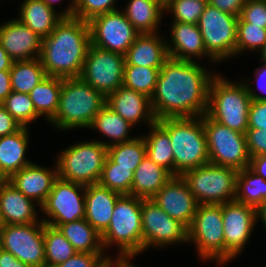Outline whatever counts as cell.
I'll use <instances>...</instances> for the list:
<instances>
[{"label":"cell","mask_w":266,"mask_h":267,"mask_svg":"<svg viewBox=\"0 0 266 267\" xmlns=\"http://www.w3.org/2000/svg\"><path fill=\"white\" fill-rule=\"evenodd\" d=\"M216 74L196 61L168 58L160 69L151 105L157 120L207 113L209 85Z\"/></svg>","instance_id":"6da1fadb"},{"label":"cell","mask_w":266,"mask_h":267,"mask_svg":"<svg viewBox=\"0 0 266 267\" xmlns=\"http://www.w3.org/2000/svg\"><path fill=\"white\" fill-rule=\"evenodd\" d=\"M90 44L88 22L64 17L51 34L42 39L40 60L47 76L80 77Z\"/></svg>","instance_id":"7a4b0ae2"},{"label":"cell","mask_w":266,"mask_h":267,"mask_svg":"<svg viewBox=\"0 0 266 267\" xmlns=\"http://www.w3.org/2000/svg\"><path fill=\"white\" fill-rule=\"evenodd\" d=\"M157 122L168 132L174 158V176L209 163L202 116L163 118Z\"/></svg>","instance_id":"3957f363"},{"label":"cell","mask_w":266,"mask_h":267,"mask_svg":"<svg viewBox=\"0 0 266 267\" xmlns=\"http://www.w3.org/2000/svg\"><path fill=\"white\" fill-rule=\"evenodd\" d=\"M106 105V97L78 78H62L60 100L55 116L49 121L55 129L89 128L94 117Z\"/></svg>","instance_id":"277c9868"},{"label":"cell","mask_w":266,"mask_h":267,"mask_svg":"<svg viewBox=\"0 0 266 267\" xmlns=\"http://www.w3.org/2000/svg\"><path fill=\"white\" fill-rule=\"evenodd\" d=\"M142 198L121 195L116 201L110 224L101 234L103 250L118 246V257H132L143 251Z\"/></svg>","instance_id":"5b68a950"},{"label":"cell","mask_w":266,"mask_h":267,"mask_svg":"<svg viewBox=\"0 0 266 267\" xmlns=\"http://www.w3.org/2000/svg\"><path fill=\"white\" fill-rule=\"evenodd\" d=\"M216 74L209 85L207 115L228 128L245 133L251 98L244 82L235 83Z\"/></svg>","instance_id":"8992f818"},{"label":"cell","mask_w":266,"mask_h":267,"mask_svg":"<svg viewBox=\"0 0 266 267\" xmlns=\"http://www.w3.org/2000/svg\"><path fill=\"white\" fill-rule=\"evenodd\" d=\"M108 148L99 140L71 145L57 158L58 177L82 185L99 183Z\"/></svg>","instance_id":"52a82bcc"},{"label":"cell","mask_w":266,"mask_h":267,"mask_svg":"<svg viewBox=\"0 0 266 267\" xmlns=\"http://www.w3.org/2000/svg\"><path fill=\"white\" fill-rule=\"evenodd\" d=\"M238 171L212 163L186 171L182 178L198 204L221 205L235 200Z\"/></svg>","instance_id":"ba28073f"},{"label":"cell","mask_w":266,"mask_h":267,"mask_svg":"<svg viewBox=\"0 0 266 267\" xmlns=\"http://www.w3.org/2000/svg\"><path fill=\"white\" fill-rule=\"evenodd\" d=\"M193 242L201 260L225 264L222 204H198L191 225L188 243Z\"/></svg>","instance_id":"9c48e42d"},{"label":"cell","mask_w":266,"mask_h":267,"mask_svg":"<svg viewBox=\"0 0 266 267\" xmlns=\"http://www.w3.org/2000/svg\"><path fill=\"white\" fill-rule=\"evenodd\" d=\"M207 138L209 162L237 171L248 168L250 159L245 133L234 131L207 114L202 115Z\"/></svg>","instance_id":"30bf717a"},{"label":"cell","mask_w":266,"mask_h":267,"mask_svg":"<svg viewBox=\"0 0 266 267\" xmlns=\"http://www.w3.org/2000/svg\"><path fill=\"white\" fill-rule=\"evenodd\" d=\"M238 16L207 4L197 23L206 52L218 63L236 55Z\"/></svg>","instance_id":"8fae6325"},{"label":"cell","mask_w":266,"mask_h":267,"mask_svg":"<svg viewBox=\"0 0 266 267\" xmlns=\"http://www.w3.org/2000/svg\"><path fill=\"white\" fill-rule=\"evenodd\" d=\"M44 222L7 224L0 228V248L30 267H45Z\"/></svg>","instance_id":"7c38bea8"},{"label":"cell","mask_w":266,"mask_h":267,"mask_svg":"<svg viewBox=\"0 0 266 267\" xmlns=\"http://www.w3.org/2000/svg\"><path fill=\"white\" fill-rule=\"evenodd\" d=\"M124 55L90 44L80 78L107 97L124 81Z\"/></svg>","instance_id":"4fadbf2b"},{"label":"cell","mask_w":266,"mask_h":267,"mask_svg":"<svg viewBox=\"0 0 266 267\" xmlns=\"http://www.w3.org/2000/svg\"><path fill=\"white\" fill-rule=\"evenodd\" d=\"M86 186L58 177L40 206L47 219L42 221L52 227L85 218ZM81 192V193H80Z\"/></svg>","instance_id":"5bb4252c"},{"label":"cell","mask_w":266,"mask_h":267,"mask_svg":"<svg viewBox=\"0 0 266 267\" xmlns=\"http://www.w3.org/2000/svg\"><path fill=\"white\" fill-rule=\"evenodd\" d=\"M143 251L152 246H170L188 242V228L171 218L152 199H142Z\"/></svg>","instance_id":"9a60e30c"},{"label":"cell","mask_w":266,"mask_h":267,"mask_svg":"<svg viewBox=\"0 0 266 267\" xmlns=\"http://www.w3.org/2000/svg\"><path fill=\"white\" fill-rule=\"evenodd\" d=\"M91 44L125 55L140 33L120 10L92 18L89 22Z\"/></svg>","instance_id":"2e32d148"},{"label":"cell","mask_w":266,"mask_h":267,"mask_svg":"<svg viewBox=\"0 0 266 267\" xmlns=\"http://www.w3.org/2000/svg\"><path fill=\"white\" fill-rule=\"evenodd\" d=\"M225 263L242 253L255 227L256 208L236 200L222 204Z\"/></svg>","instance_id":"e0dca14e"},{"label":"cell","mask_w":266,"mask_h":267,"mask_svg":"<svg viewBox=\"0 0 266 267\" xmlns=\"http://www.w3.org/2000/svg\"><path fill=\"white\" fill-rule=\"evenodd\" d=\"M151 199L171 218L191 225L198 203L182 176H172Z\"/></svg>","instance_id":"ac0fdd59"},{"label":"cell","mask_w":266,"mask_h":267,"mask_svg":"<svg viewBox=\"0 0 266 267\" xmlns=\"http://www.w3.org/2000/svg\"><path fill=\"white\" fill-rule=\"evenodd\" d=\"M0 42L14 62L40 58L42 38L17 18L0 25Z\"/></svg>","instance_id":"d6986e66"},{"label":"cell","mask_w":266,"mask_h":267,"mask_svg":"<svg viewBox=\"0 0 266 267\" xmlns=\"http://www.w3.org/2000/svg\"><path fill=\"white\" fill-rule=\"evenodd\" d=\"M106 105L127 120L132 126L143 120L151 126L157 121L151 98L124 85L106 97Z\"/></svg>","instance_id":"ffe728a7"},{"label":"cell","mask_w":266,"mask_h":267,"mask_svg":"<svg viewBox=\"0 0 266 267\" xmlns=\"http://www.w3.org/2000/svg\"><path fill=\"white\" fill-rule=\"evenodd\" d=\"M57 178V164L53 171L51 168H45L32 162L14 173L8 181L40 207L45 202Z\"/></svg>","instance_id":"44dd1931"},{"label":"cell","mask_w":266,"mask_h":267,"mask_svg":"<svg viewBox=\"0 0 266 267\" xmlns=\"http://www.w3.org/2000/svg\"><path fill=\"white\" fill-rule=\"evenodd\" d=\"M171 40L166 42L168 56L177 60L194 61L192 58H203L216 61L206 52L202 35L197 24L172 22Z\"/></svg>","instance_id":"7402d4cb"},{"label":"cell","mask_w":266,"mask_h":267,"mask_svg":"<svg viewBox=\"0 0 266 267\" xmlns=\"http://www.w3.org/2000/svg\"><path fill=\"white\" fill-rule=\"evenodd\" d=\"M17 190L8 180L0 183V215L3 225L38 223L36 202Z\"/></svg>","instance_id":"603a6c76"},{"label":"cell","mask_w":266,"mask_h":267,"mask_svg":"<svg viewBox=\"0 0 266 267\" xmlns=\"http://www.w3.org/2000/svg\"><path fill=\"white\" fill-rule=\"evenodd\" d=\"M121 194L99 183L86 186L85 219L102 234L109 226L116 201Z\"/></svg>","instance_id":"cb8c5ba5"},{"label":"cell","mask_w":266,"mask_h":267,"mask_svg":"<svg viewBox=\"0 0 266 267\" xmlns=\"http://www.w3.org/2000/svg\"><path fill=\"white\" fill-rule=\"evenodd\" d=\"M167 40L155 34H140L125 53V65L162 68L169 58Z\"/></svg>","instance_id":"d4e9b609"},{"label":"cell","mask_w":266,"mask_h":267,"mask_svg":"<svg viewBox=\"0 0 266 267\" xmlns=\"http://www.w3.org/2000/svg\"><path fill=\"white\" fill-rule=\"evenodd\" d=\"M29 136V129L22 127L14 134L0 137V176L3 180L32 163L25 157Z\"/></svg>","instance_id":"484cf974"},{"label":"cell","mask_w":266,"mask_h":267,"mask_svg":"<svg viewBox=\"0 0 266 267\" xmlns=\"http://www.w3.org/2000/svg\"><path fill=\"white\" fill-rule=\"evenodd\" d=\"M20 5L17 19L42 39L48 37L64 18L41 0H24Z\"/></svg>","instance_id":"4316f807"},{"label":"cell","mask_w":266,"mask_h":267,"mask_svg":"<svg viewBox=\"0 0 266 267\" xmlns=\"http://www.w3.org/2000/svg\"><path fill=\"white\" fill-rule=\"evenodd\" d=\"M171 177L172 175L166 169L146 155L134 171L131 195L151 199Z\"/></svg>","instance_id":"83f0119b"},{"label":"cell","mask_w":266,"mask_h":267,"mask_svg":"<svg viewBox=\"0 0 266 267\" xmlns=\"http://www.w3.org/2000/svg\"><path fill=\"white\" fill-rule=\"evenodd\" d=\"M165 8L154 0H129L123 13L140 34H158Z\"/></svg>","instance_id":"f1b7e54d"},{"label":"cell","mask_w":266,"mask_h":267,"mask_svg":"<svg viewBox=\"0 0 266 267\" xmlns=\"http://www.w3.org/2000/svg\"><path fill=\"white\" fill-rule=\"evenodd\" d=\"M58 228L77 252L106 253L101 234L84 218L59 224Z\"/></svg>","instance_id":"f546056e"},{"label":"cell","mask_w":266,"mask_h":267,"mask_svg":"<svg viewBox=\"0 0 266 267\" xmlns=\"http://www.w3.org/2000/svg\"><path fill=\"white\" fill-rule=\"evenodd\" d=\"M133 126L111 108L105 105L100 112L94 117V120L89 128L96 129L99 133L108 137L110 142L100 141L107 148L124 142L131 141L136 137L129 136V130ZM130 137V138H129Z\"/></svg>","instance_id":"4dcf8cb0"},{"label":"cell","mask_w":266,"mask_h":267,"mask_svg":"<svg viewBox=\"0 0 266 267\" xmlns=\"http://www.w3.org/2000/svg\"><path fill=\"white\" fill-rule=\"evenodd\" d=\"M150 127V134L143 136L146 155L174 176V158L168 132L157 121Z\"/></svg>","instance_id":"1f68e13d"},{"label":"cell","mask_w":266,"mask_h":267,"mask_svg":"<svg viewBox=\"0 0 266 267\" xmlns=\"http://www.w3.org/2000/svg\"><path fill=\"white\" fill-rule=\"evenodd\" d=\"M62 78L47 76L29 93L33 106L39 116H45L48 122L58 109Z\"/></svg>","instance_id":"d6a6232c"},{"label":"cell","mask_w":266,"mask_h":267,"mask_svg":"<svg viewBox=\"0 0 266 267\" xmlns=\"http://www.w3.org/2000/svg\"><path fill=\"white\" fill-rule=\"evenodd\" d=\"M46 77L40 58L15 61L10 70L12 91L29 94Z\"/></svg>","instance_id":"836d02e7"},{"label":"cell","mask_w":266,"mask_h":267,"mask_svg":"<svg viewBox=\"0 0 266 267\" xmlns=\"http://www.w3.org/2000/svg\"><path fill=\"white\" fill-rule=\"evenodd\" d=\"M235 200L257 208L266 200V180L249 167L239 170Z\"/></svg>","instance_id":"e575fe53"},{"label":"cell","mask_w":266,"mask_h":267,"mask_svg":"<svg viewBox=\"0 0 266 267\" xmlns=\"http://www.w3.org/2000/svg\"><path fill=\"white\" fill-rule=\"evenodd\" d=\"M45 267H54L66 262L77 251L61 231L44 223Z\"/></svg>","instance_id":"d590c367"},{"label":"cell","mask_w":266,"mask_h":267,"mask_svg":"<svg viewBox=\"0 0 266 267\" xmlns=\"http://www.w3.org/2000/svg\"><path fill=\"white\" fill-rule=\"evenodd\" d=\"M108 156L118 163L119 167L135 171L146 156L145 140L143 136H137L131 141L112 145L108 147Z\"/></svg>","instance_id":"8d00e7d4"},{"label":"cell","mask_w":266,"mask_h":267,"mask_svg":"<svg viewBox=\"0 0 266 267\" xmlns=\"http://www.w3.org/2000/svg\"><path fill=\"white\" fill-rule=\"evenodd\" d=\"M160 69L125 65L123 85L151 98L156 87Z\"/></svg>","instance_id":"74e56055"},{"label":"cell","mask_w":266,"mask_h":267,"mask_svg":"<svg viewBox=\"0 0 266 267\" xmlns=\"http://www.w3.org/2000/svg\"><path fill=\"white\" fill-rule=\"evenodd\" d=\"M133 176L131 168L119 167L107 156L99 184L121 195H131Z\"/></svg>","instance_id":"f35d334b"},{"label":"cell","mask_w":266,"mask_h":267,"mask_svg":"<svg viewBox=\"0 0 266 267\" xmlns=\"http://www.w3.org/2000/svg\"><path fill=\"white\" fill-rule=\"evenodd\" d=\"M1 105L22 127L29 128V124L39 117L27 93L12 91Z\"/></svg>","instance_id":"ab89813d"},{"label":"cell","mask_w":266,"mask_h":267,"mask_svg":"<svg viewBox=\"0 0 266 267\" xmlns=\"http://www.w3.org/2000/svg\"><path fill=\"white\" fill-rule=\"evenodd\" d=\"M266 43V28L248 22H237L236 56L243 51H260Z\"/></svg>","instance_id":"60d3db41"},{"label":"cell","mask_w":266,"mask_h":267,"mask_svg":"<svg viewBox=\"0 0 266 267\" xmlns=\"http://www.w3.org/2000/svg\"><path fill=\"white\" fill-rule=\"evenodd\" d=\"M208 0H172L165 8L174 16L173 22L197 24Z\"/></svg>","instance_id":"b9f144b4"},{"label":"cell","mask_w":266,"mask_h":267,"mask_svg":"<svg viewBox=\"0 0 266 267\" xmlns=\"http://www.w3.org/2000/svg\"><path fill=\"white\" fill-rule=\"evenodd\" d=\"M117 0H74L73 17L89 22L92 18L115 11Z\"/></svg>","instance_id":"7bdbcfd3"},{"label":"cell","mask_w":266,"mask_h":267,"mask_svg":"<svg viewBox=\"0 0 266 267\" xmlns=\"http://www.w3.org/2000/svg\"><path fill=\"white\" fill-rule=\"evenodd\" d=\"M237 22L266 28V0H246Z\"/></svg>","instance_id":"ee69618b"},{"label":"cell","mask_w":266,"mask_h":267,"mask_svg":"<svg viewBox=\"0 0 266 267\" xmlns=\"http://www.w3.org/2000/svg\"><path fill=\"white\" fill-rule=\"evenodd\" d=\"M106 255L105 253L76 252L66 262L54 267H103L105 261L110 257Z\"/></svg>","instance_id":"f6af8a7d"},{"label":"cell","mask_w":266,"mask_h":267,"mask_svg":"<svg viewBox=\"0 0 266 267\" xmlns=\"http://www.w3.org/2000/svg\"><path fill=\"white\" fill-rule=\"evenodd\" d=\"M245 137L250 157L266 155L265 129H247Z\"/></svg>","instance_id":"bcb514c9"},{"label":"cell","mask_w":266,"mask_h":267,"mask_svg":"<svg viewBox=\"0 0 266 267\" xmlns=\"http://www.w3.org/2000/svg\"><path fill=\"white\" fill-rule=\"evenodd\" d=\"M248 129L266 130V100L251 101L249 107Z\"/></svg>","instance_id":"7dc6e473"},{"label":"cell","mask_w":266,"mask_h":267,"mask_svg":"<svg viewBox=\"0 0 266 267\" xmlns=\"http://www.w3.org/2000/svg\"><path fill=\"white\" fill-rule=\"evenodd\" d=\"M21 125L0 104V137L16 133Z\"/></svg>","instance_id":"c3c4849f"},{"label":"cell","mask_w":266,"mask_h":267,"mask_svg":"<svg viewBox=\"0 0 266 267\" xmlns=\"http://www.w3.org/2000/svg\"><path fill=\"white\" fill-rule=\"evenodd\" d=\"M246 0H208V4L216 7L220 11L240 16Z\"/></svg>","instance_id":"681fc988"},{"label":"cell","mask_w":266,"mask_h":267,"mask_svg":"<svg viewBox=\"0 0 266 267\" xmlns=\"http://www.w3.org/2000/svg\"><path fill=\"white\" fill-rule=\"evenodd\" d=\"M255 75H256V82H257V87L262 90V92H265L266 94V82L263 84L261 82L263 81H266V63H264L262 65V67L260 68H256L255 69ZM262 80V81H261ZM244 85L246 86V89L249 93V96L251 98V100H254V101H264L266 100V95H260V94H256L255 89L251 88L250 84L249 83H244Z\"/></svg>","instance_id":"f907efd6"},{"label":"cell","mask_w":266,"mask_h":267,"mask_svg":"<svg viewBox=\"0 0 266 267\" xmlns=\"http://www.w3.org/2000/svg\"><path fill=\"white\" fill-rule=\"evenodd\" d=\"M0 267H30L18 260L12 253L0 248Z\"/></svg>","instance_id":"816d5d0a"},{"label":"cell","mask_w":266,"mask_h":267,"mask_svg":"<svg viewBox=\"0 0 266 267\" xmlns=\"http://www.w3.org/2000/svg\"><path fill=\"white\" fill-rule=\"evenodd\" d=\"M249 168L266 180V155L251 157Z\"/></svg>","instance_id":"f5cc1de1"},{"label":"cell","mask_w":266,"mask_h":267,"mask_svg":"<svg viewBox=\"0 0 266 267\" xmlns=\"http://www.w3.org/2000/svg\"><path fill=\"white\" fill-rule=\"evenodd\" d=\"M11 92L10 71H0V104Z\"/></svg>","instance_id":"db71d44e"},{"label":"cell","mask_w":266,"mask_h":267,"mask_svg":"<svg viewBox=\"0 0 266 267\" xmlns=\"http://www.w3.org/2000/svg\"><path fill=\"white\" fill-rule=\"evenodd\" d=\"M117 259V260H116ZM132 257H117L113 258L109 257L103 267H136L135 265L133 266L130 260Z\"/></svg>","instance_id":"11a10c76"},{"label":"cell","mask_w":266,"mask_h":267,"mask_svg":"<svg viewBox=\"0 0 266 267\" xmlns=\"http://www.w3.org/2000/svg\"><path fill=\"white\" fill-rule=\"evenodd\" d=\"M13 62L14 61L11 59L8 53L4 50L0 42V71H10Z\"/></svg>","instance_id":"9f6ffc18"},{"label":"cell","mask_w":266,"mask_h":267,"mask_svg":"<svg viewBox=\"0 0 266 267\" xmlns=\"http://www.w3.org/2000/svg\"><path fill=\"white\" fill-rule=\"evenodd\" d=\"M43 1L47 6L55 9V2H59L60 0H41ZM72 3L68 5L66 10L64 9L63 12H61V15L63 17H73L74 14V0L71 1Z\"/></svg>","instance_id":"6f0895ef"},{"label":"cell","mask_w":266,"mask_h":267,"mask_svg":"<svg viewBox=\"0 0 266 267\" xmlns=\"http://www.w3.org/2000/svg\"><path fill=\"white\" fill-rule=\"evenodd\" d=\"M256 219L260 220L266 228V200L256 208Z\"/></svg>","instance_id":"680465c9"},{"label":"cell","mask_w":266,"mask_h":267,"mask_svg":"<svg viewBox=\"0 0 266 267\" xmlns=\"http://www.w3.org/2000/svg\"><path fill=\"white\" fill-rule=\"evenodd\" d=\"M259 55L261 56L262 60L264 63H266V43L264 44V46L261 48V50L259 51Z\"/></svg>","instance_id":"91938a15"},{"label":"cell","mask_w":266,"mask_h":267,"mask_svg":"<svg viewBox=\"0 0 266 267\" xmlns=\"http://www.w3.org/2000/svg\"><path fill=\"white\" fill-rule=\"evenodd\" d=\"M155 2L159 3L163 8H166L172 0H154Z\"/></svg>","instance_id":"94428289"},{"label":"cell","mask_w":266,"mask_h":267,"mask_svg":"<svg viewBox=\"0 0 266 267\" xmlns=\"http://www.w3.org/2000/svg\"><path fill=\"white\" fill-rule=\"evenodd\" d=\"M3 226V222H2V219H1V215H0V228Z\"/></svg>","instance_id":"6125c7cd"}]
</instances>
